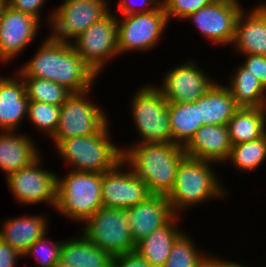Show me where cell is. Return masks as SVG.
<instances>
[{"label":"cell","instance_id":"cell-1","mask_svg":"<svg viewBox=\"0 0 266 267\" xmlns=\"http://www.w3.org/2000/svg\"><path fill=\"white\" fill-rule=\"evenodd\" d=\"M39 47L33 58L17 69L22 78L50 80L71 93L91 90L98 76L72 43L55 40L49 35Z\"/></svg>","mask_w":266,"mask_h":267},{"label":"cell","instance_id":"cell-2","mask_svg":"<svg viewBox=\"0 0 266 267\" xmlns=\"http://www.w3.org/2000/svg\"><path fill=\"white\" fill-rule=\"evenodd\" d=\"M121 148L122 160L146 183L150 194L168 196L174 188L178 166L186 156L184 147L150 142Z\"/></svg>","mask_w":266,"mask_h":267},{"label":"cell","instance_id":"cell-3","mask_svg":"<svg viewBox=\"0 0 266 267\" xmlns=\"http://www.w3.org/2000/svg\"><path fill=\"white\" fill-rule=\"evenodd\" d=\"M213 165V162L187 155L181 160L174 188L167 196L176 215L211 199L224 198L227 191L215 174Z\"/></svg>","mask_w":266,"mask_h":267},{"label":"cell","instance_id":"cell-4","mask_svg":"<svg viewBox=\"0 0 266 267\" xmlns=\"http://www.w3.org/2000/svg\"><path fill=\"white\" fill-rule=\"evenodd\" d=\"M108 122L97 134L61 140L57 156L70 170L103 174L113 169L123 156L122 148L112 142Z\"/></svg>","mask_w":266,"mask_h":267},{"label":"cell","instance_id":"cell-5","mask_svg":"<svg viewBox=\"0 0 266 267\" xmlns=\"http://www.w3.org/2000/svg\"><path fill=\"white\" fill-rule=\"evenodd\" d=\"M102 174L70 170L57 177L54 210L69 220L85 222L102 206Z\"/></svg>","mask_w":266,"mask_h":267},{"label":"cell","instance_id":"cell-6","mask_svg":"<svg viewBox=\"0 0 266 267\" xmlns=\"http://www.w3.org/2000/svg\"><path fill=\"white\" fill-rule=\"evenodd\" d=\"M132 96L131 117L138 130L135 143H172L168 102L157 85L140 86Z\"/></svg>","mask_w":266,"mask_h":267},{"label":"cell","instance_id":"cell-7","mask_svg":"<svg viewBox=\"0 0 266 267\" xmlns=\"http://www.w3.org/2000/svg\"><path fill=\"white\" fill-rule=\"evenodd\" d=\"M83 225L81 234L112 257L136 249L125 209L101 207Z\"/></svg>","mask_w":266,"mask_h":267},{"label":"cell","instance_id":"cell-8","mask_svg":"<svg viewBox=\"0 0 266 267\" xmlns=\"http://www.w3.org/2000/svg\"><path fill=\"white\" fill-rule=\"evenodd\" d=\"M90 91L72 93L61 106L57 131L51 140L55 146L64 139L97 134L110 122L103 107L89 100Z\"/></svg>","mask_w":266,"mask_h":267},{"label":"cell","instance_id":"cell-9","mask_svg":"<svg viewBox=\"0 0 266 267\" xmlns=\"http://www.w3.org/2000/svg\"><path fill=\"white\" fill-rule=\"evenodd\" d=\"M107 0H64L48 15L50 36L58 41L72 42L90 25L110 12Z\"/></svg>","mask_w":266,"mask_h":267},{"label":"cell","instance_id":"cell-10","mask_svg":"<svg viewBox=\"0 0 266 267\" xmlns=\"http://www.w3.org/2000/svg\"><path fill=\"white\" fill-rule=\"evenodd\" d=\"M168 22L162 3L149 12L117 15L119 55L151 50L163 36Z\"/></svg>","mask_w":266,"mask_h":267},{"label":"cell","instance_id":"cell-11","mask_svg":"<svg viewBox=\"0 0 266 267\" xmlns=\"http://www.w3.org/2000/svg\"><path fill=\"white\" fill-rule=\"evenodd\" d=\"M71 43L85 63L99 76L98 73L106 63L119 56L117 16L110 11Z\"/></svg>","mask_w":266,"mask_h":267},{"label":"cell","instance_id":"cell-12","mask_svg":"<svg viewBox=\"0 0 266 267\" xmlns=\"http://www.w3.org/2000/svg\"><path fill=\"white\" fill-rule=\"evenodd\" d=\"M41 159L40 156L30 166L11 173L6 177V183L17 203L21 205L47 203L54 209L57 200L58 175L45 167L42 168Z\"/></svg>","mask_w":266,"mask_h":267},{"label":"cell","instance_id":"cell-13","mask_svg":"<svg viewBox=\"0 0 266 267\" xmlns=\"http://www.w3.org/2000/svg\"><path fill=\"white\" fill-rule=\"evenodd\" d=\"M239 0H215L183 21H191L199 33L215 45L232 44L236 23L243 10Z\"/></svg>","mask_w":266,"mask_h":267},{"label":"cell","instance_id":"cell-14","mask_svg":"<svg viewBox=\"0 0 266 267\" xmlns=\"http://www.w3.org/2000/svg\"><path fill=\"white\" fill-rule=\"evenodd\" d=\"M192 59L173 67L163 76L158 88L168 103L196 102L215 84L212 79Z\"/></svg>","mask_w":266,"mask_h":267},{"label":"cell","instance_id":"cell-15","mask_svg":"<svg viewBox=\"0 0 266 267\" xmlns=\"http://www.w3.org/2000/svg\"><path fill=\"white\" fill-rule=\"evenodd\" d=\"M127 167L128 165L121 160L113 169L102 174L103 207L126 210L151 195L146 183L130 167L128 171Z\"/></svg>","mask_w":266,"mask_h":267},{"label":"cell","instance_id":"cell-16","mask_svg":"<svg viewBox=\"0 0 266 267\" xmlns=\"http://www.w3.org/2000/svg\"><path fill=\"white\" fill-rule=\"evenodd\" d=\"M41 23L43 21L6 4L0 15V62H10L22 53L35 40Z\"/></svg>","mask_w":266,"mask_h":267},{"label":"cell","instance_id":"cell-17","mask_svg":"<svg viewBox=\"0 0 266 267\" xmlns=\"http://www.w3.org/2000/svg\"><path fill=\"white\" fill-rule=\"evenodd\" d=\"M131 237L135 245L164 226L176 214L165 195H149L144 201L126 209Z\"/></svg>","mask_w":266,"mask_h":267},{"label":"cell","instance_id":"cell-18","mask_svg":"<svg viewBox=\"0 0 266 267\" xmlns=\"http://www.w3.org/2000/svg\"><path fill=\"white\" fill-rule=\"evenodd\" d=\"M255 6L248 12L243 9L237 19L232 45L242 56H266V3Z\"/></svg>","mask_w":266,"mask_h":267},{"label":"cell","instance_id":"cell-19","mask_svg":"<svg viewBox=\"0 0 266 267\" xmlns=\"http://www.w3.org/2000/svg\"><path fill=\"white\" fill-rule=\"evenodd\" d=\"M29 100L22 77L0 76V131H17L28 116Z\"/></svg>","mask_w":266,"mask_h":267},{"label":"cell","instance_id":"cell-20","mask_svg":"<svg viewBox=\"0 0 266 267\" xmlns=\"http://www.w3.org/2000/svg\"><path fill=\"white\" fill-rule=\"evenodd\" d=\"M231 148L227 126L203 125L184 147V152L187 156L220 164L227 162Z\"/></svg>","mask_w":266,"mask_h":267},{"label":"cell","instance_id":"cell-21","mask_svg":"<svg viewBox=\"0 0 266 267\" xmlns=\"http://www.w3.org/2000/svg\"><path fill=\"white\" fill-rule=\"evenodd\" d=\"M35 143L26 133L0 131V170L5 173V178L30 166L40 157Z\"/></svg>","mask_w":266,"mask_h":267},{"label":"cell","instance_id":"cell-22","mask_svg":"<svg viewBox=\"0 0 266 267\" xmlns=\"http://www.w3.org/2000/svg\"><path fill=\"white\" fill-rule=\"evenodd\" d=\"M48 220L43 215H22L7 218L0 228V239L23 255L28 248L48 232Z\"/></svg>","mask_w":266,"mask_h":267},{"label":"cell","instance_id":"cell-23","mask_svg":"<svg viewBox=\"0 0 266 267\" xmlns=\"http://www.w3.org/2000/svg\"><path fill=\"white\" fill-rule=\"evenodd\" d=\"M180 218V215H175L164 226L154 230L136 244L135 251L152 267L165 265L173 243L183 233L177 225Z\"/></svg>","mask_w":266,"mask_h":267},{"label":"cell","instance_id":"cell-24","mask_svg":"<svg viewBox=\"0 0 266 267\" xmlns=\"http://www.w3.org/2000/svg\"><path fill=\"white\" fill-rule=\"evenodd\" d=\"M240 107L229 89L217 81L199 99V114L202 125H225Z\"/></svg>","mask_w":266,"mask_h":267},{"label":"cell","instance_id":"cell-25","mask_svg":"<svg viewBox=\"0 0 266 267\" xmlns=\"http://www.w3.org/2000/svg\"><path fill=\"white\" fill-rule=\"evenodd\" d=\"M63 241L60 262L69 267H112L113 257L82 234Z\"/></svg>","mask_w":266,"mask_h":267},{"label":"cell","instance_id":"cell-26","mask_svg":"<svg viewBox=\"0 0 266 267\" xmlns=\"http://www.w3.org/2000/svg\"><path fill=\"white\" fill-rule=\"evenodd\" d=\"M227 127L232 145L259 139L266 133V108L240 107Z\"/></svg>","mask_w":266,"mask_h":267},{"label":"cell","instance_id":"cell-27","mask_svg":"<svg viewBox=\"0 0 266 267\" xmlns=\"http://www.w3.org/2000/svg\"><path fill=\"white\" fill-rule=\"evenodd\" d=\"M172 143L185 147L198 129L200 122L199 99L190 103H168Z\"/></svg>","mask_w":266,"mask_h":267},{"label":"cell","instance_id":"cell-28","mask_svg":"<svg viewBox=\"0 0 266 267\" xmlns=\"http://www.w3.org/2000/svg\"><path fill=\"white\" fill-rule=\"evenodd\" d=\"M230 76L226 87L239 107L266 108V89L255 76L242 65L236 66Z\"/></svg>","mask_w":266,"mask_h":267},{"label":"cell","instance_id":"cell-29","mask_svg":"<svg viewBox=\"0 0 266 267\" xmlns=\"http://www.w3.org/2000/svg\"><path fill=\"white\" fill-rule=\"evenodd\" d=\"M266 160V133L259 139L232 145L227 163L234 165L239 171L258 169Z\"/></svg>","mask_w":266,"mask_h":267},{"label":"cell","instance_id":"cell-30","mask_svg":"<svg viewBox=\"0 0 266 267\" xmlns=\"http://www.w3.org/2000/svg\"><path fill=\"white\" fill-rule=\"evenodd\" d=\"M29 101H38L62 106L72 94L65 87L43 78H22Z\"/></svg>","mask_w":266,"mask_h":267},{"label":"cell","instance_id":"cell-31","mask_svg":"<svg viewBox=\"0 0 266 267\" xmlns=\"http://www.w3.org/2000/svg\"><path fill=\"white\" fill-rule=\"evenodd\" d=\"M198 249L192 238L186 232H183L173 243L169 257L163 267H196L207 253Z\"/></svg>","mask_w":266,"mask_h":267},{"label":"cell","instance_id":"cell-32","mask_svg":"<svg viewBox=\"0 0 266 267\" xmlns=\"http://www.w3.org/2000/svg\"><path fill=\"white\" fill-rule=\"evenodd\" d=\"M60 109V106L53 104L29 101L27 120L36 127V130L52 138L57 131Z\"/></svg>","mask_w":266,"mask_h":267},{"label":"cell","instance_id":"cell-33","mask_svg":"<svg viewBox=\"0 0 266 267\" xmlns=\"http://www.w3.org/2000/svg\"><path fill=\"white\" fill-rule=\"evenodd\" d=\"M47 234L48 233H45L41 238L35 241L22 255L24 258L35 256L37 259V267H52L60 261V251L63 240L54 242L48 238L49 236H46Z\"/></svg>","mask_w":266,"mask_h":267},{"label":"cell","instance_id":"cell-34","mask_svg":"<svg viewBox=\"0 0 266 267\" xmlns=\"http://www.w3.org/2000/svg\"><path fill=\"white\" fill-rule=\"evenodd\" d=\"M215 0H161L168 20L177 18L181 21L191 13L213 3Z\"/></svg>","mask_w":266,"mask_h":267},{"label":"cell","instance_id":"cell-35","mask_svg":"<svg viewBox=\"0 0 266 267\" xmlns=\"http://www.w3.org/2000/svg\"><path fill=\"white\" fill-rule=\"evenodd\" d=\"M244 57L245 61L241 65L255 76L266 89V56L247 54Z\"/></svg>","mask_w":266,"mask_h":267},{"label":"cell","instance_id":"cell-36","mask_svg":"<svg viewBox=\"0 0 266 267\" xmlns=\"http://www.w3.org/2000/svg\"><path fill=\"white\" fill-rule=\"evenodd\" d=\"M45 3L46 0H6V4L12 9L33 16L40 22L42 21L40 9Z\"/></svg>","mask_w":266,"mask_h":267},{"label":"cell","instance_id":"cell-37","mask_svg":"<svg viewBox=\"0 0 266 267\" xmlns=\"http://www.w3.org/2000/svg\"><path fill=\"white\" fill-rule=\"evenodd\" d=\"M133 1L134 0H132V2ZM138 1L140 2V7L136 8L137 5L135 7L134 4H132L131 0H120L118 3L119 7L118 12L120 13V15L149 12L156 9L161 4V0H138Z\"/></svg>","mask_w":266,"mask_h":267},{"label":"cell","instance_id":"cell-38","mask_svg":"<svg viewBox=\"0 0 266 267\" xmlns=\"http://www.w3.org/2000/svg\"><path fill=\"white\" fill-rule=\"evenodd\" d=\"M112 267H152L136 251L114 256Z\"/></svg>","mask_w":266,"mask_h":267},{"label":"cell","instance_id":"cell-39","mask_svg":"<svg viewBox=\"0 0 266 267\" xmlns=\"http://www.w3.org/2000/svg\"><path fill=\"white\" fill-rule=\"evenodd\" d=\"M23 256L6 242L0 239V267H17V262Z\"/></svg>","mask_w":266,"mask_h":267},{"label":"cell","instance_id":"cell-40","mask_svg":"<svg viewBox=\"0 0 266 267\" xmlns=\"http://www.w3.org/2000/svg\"><path fill=\"white\" fill-rule=\"evenodd\" d=\"M196 267H223V259L214 254H205Z\"/></svg>","mask_w":266,"mask_h":267},{"label":"cell","instance_id":"cell-41","mask_svg":"<svg viewBox=\"0 0 266 267\" xmlns=\"http://www.w3.org/2000/svg\"><path fill=\"white\" fill-rule=\"evenodd\" d=\"M223 267H248L247 265H243V263H237L228 260L223 259ZM266 267V266H265Z\"/></svg>","mask_w":266,"mask_h":267},{"label":"cell","instance_id":"cell-42","mask_svg":"<svg viewBox=\"0 0 266 267\" xmlns=\"http://www.w3.org/2000/svg\"><path fill=\"white\" fill-rule=\"evenodd\" d=\"M5 5H6V0H0V15H1L2 9Z\"/></svg>","mask_w":266,"mask_h":267},{"label":"cell","instance_id":"cell-43","mask_svg":"<svg viewBox=\"0 0 266 267\" xmlns=\"http://www.w3.org/2000/svg\"><path fill=\"white\" fill-rule=\"evenodd\" d=\"M52 267H69V266H67V265H65V264H63V263H61L60 261L59 262H57L54 266H52Z\"/></svg>","mask_w":266,"mask_h":267}]
</instances>
